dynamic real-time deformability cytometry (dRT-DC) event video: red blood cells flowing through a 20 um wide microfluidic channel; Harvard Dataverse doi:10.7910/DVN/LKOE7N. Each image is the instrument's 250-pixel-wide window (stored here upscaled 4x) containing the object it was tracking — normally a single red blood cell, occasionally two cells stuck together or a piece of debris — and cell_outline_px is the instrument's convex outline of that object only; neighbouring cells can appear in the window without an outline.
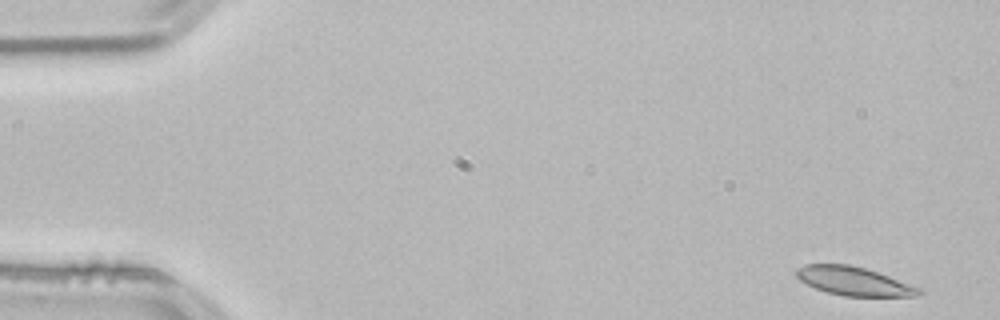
{"species": "common noctule bat (a hibernating species)", "species_latin": "Nyctalus noctula", "temperature_condition": "room temperature", "stored_images_in_passage": 51, "camera_frame_rate_fps": 3000, "um_per_image_px": 0.085, "animal": {"sex": "male", "body_mass_g": 21.5, "forearm_length_mm": 52.0}, "frame": {"image": 1, "passage_image": 1, "time_ms": 0.0, "image_size_px": [1000, 320], "cell_outline_px": [[924, 292], [916, 296], [844, 296], [828, 292], [816, 288], [800, 280], [796, 276], [796, 268], [804, 264], [848, 264], [864, 268], [888, 276], [920, 288]], "centroid_in_image_um": [72.55, 23.89], "position_along_channel_um": 12.4, "area_um2": 20.17}}
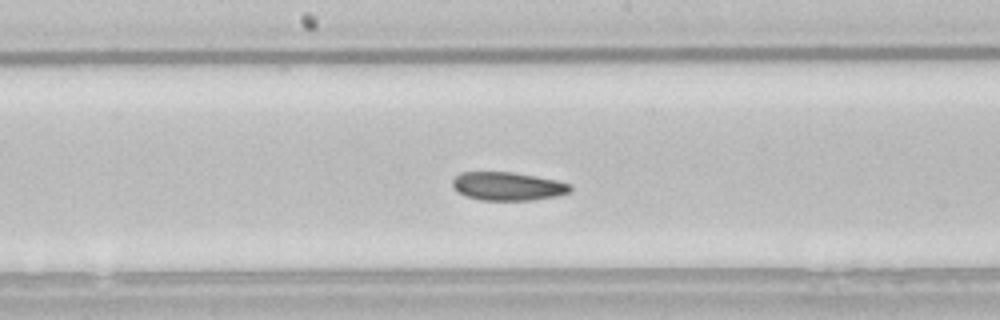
{"frame": {"image": 2, "passage_image": 26, "time_ms": 8.333, "image_size_px": [1000, 320], "cell_outline_px": [[572, 192], [556, 196], [532, 200], [480, 200], [456, 192], [452, 188], [452, 180], [460, 172], [512, 172], [536, 176], [556, 180], [572, 184]], "centroid_in_image_um": [43.16, 15.83], "position_along_channel_um": 205.0, "area_um2": 19.65}}
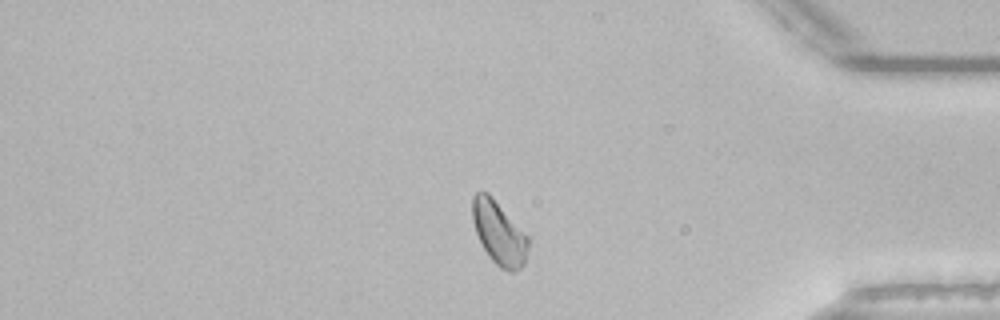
{"frame": {"image": 3, "passage_image": 43, "time_ms": 14.0, "image_size_px": [1000, 320], "cell_outline_px": [[528, 248], [524, 264], [516, 272], [508, 272], [500, 268], [492, 260], [484, 248], [476, 232], [472, 220], [472, 196], [476, 192], [488, 192], [492, 196], [528, 236]], "centroid_in_image_um": [42.41, 19.8], "position_along_channel_um": 392.8, "area_um2": 20.52}, "authors_computed_cell_mechanics": {"area_um2": 20.4612, "velocity_mm_per_s": 3.7983, "shape_relaxation_time_tau1_ms": 2.5519, "shape_relaxation_time_tau2_ms": null, "deformation_change_tau1": 0.0818, "deformation_change_tau2": null}}